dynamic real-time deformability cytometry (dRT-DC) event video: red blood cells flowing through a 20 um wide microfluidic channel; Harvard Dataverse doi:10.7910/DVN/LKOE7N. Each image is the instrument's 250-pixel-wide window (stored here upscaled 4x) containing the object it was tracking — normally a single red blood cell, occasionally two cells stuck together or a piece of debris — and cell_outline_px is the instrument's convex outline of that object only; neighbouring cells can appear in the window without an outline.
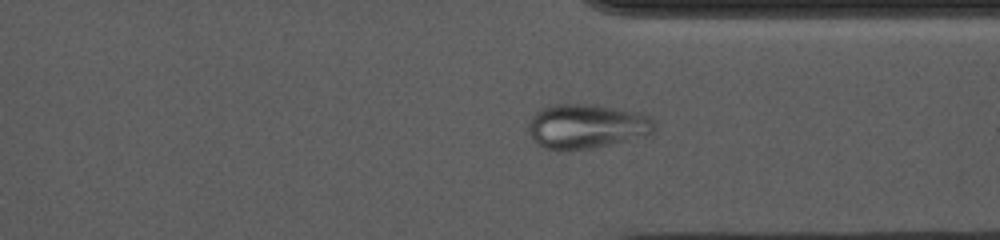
{"species": "common noctule bat (a hibernating species)", "species_latin": "Nyctalus noctula", "temperature_condition": "cold", "stored_images_in_passage": 53, "camera_frame_rate_fps": 3000, "um_per_image_px": 0.085, "animal": {"sex": "female", "body_mass_g": 10.0, "forearm_length_mm": 53.1}, "frame": {"image": 1, "passage_image": 39, "time_ms": 12.667, "image_size_px": [1000, 240], "cell_outline_px": [[656, 128], [652, 132], [644, 136], [608, 144], [588, 148], [544, 148], [536, 144], [532, 140], [528, 132], [528, 124], [532, 116], [540, 108], [548, 104], [600, 104], [648, 116], [656, 124]], "centroid_in_image_um": [49.8, 10.7], "position_along_channel_um": 361.6, "area_um2": 32.31}}
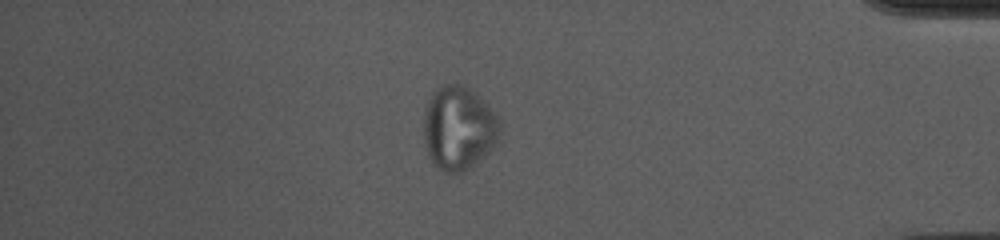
{"frame": {"image": 2, "passage_image": 45, "time_ms": 14.667, "image_size_px": [1000, 240], "cell_outline_px": [[504, 128], [488, 152], [484, 156], [464, 172], [444, 172], [436, 168], [432, 164], [428, 156], [424, 144], [424, 112], [428, 100], [432, 92], [440, 84], [460, 84], [472, 88], [480, 96], [500, 120]], "centroid_in_image_um": [38.97, 10.87], "position_along_channel_um": 396.2, "area_um2": 37.74}}
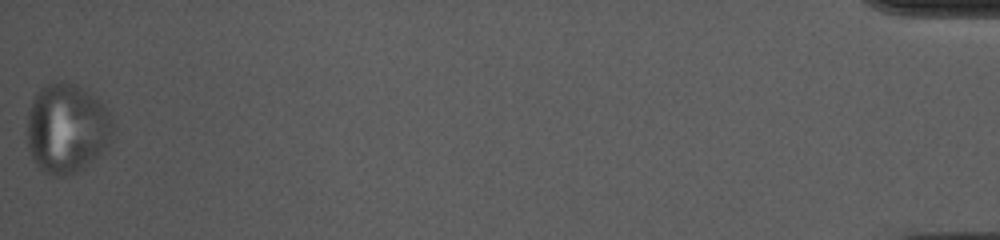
{"frame": {"image": 3, "passage_image": 53, "time_ms": 17.333, "image_size_px": [1000, 240], "cell_outline_px": [[116, 128], [104, 148], [84, 168], [76, 172], [64, 176], [52, 176], [44, 172], [32, 160], [28, 148], [28, 112], [32, 100], [36, 92], [44, 84], [76, 84], [84, 88], [104, 104], [112, 116]], "centroid_in_image_um": [5.69, 10.92], "position_along_channel_um": 429.5, "area_um2": 44.8}}